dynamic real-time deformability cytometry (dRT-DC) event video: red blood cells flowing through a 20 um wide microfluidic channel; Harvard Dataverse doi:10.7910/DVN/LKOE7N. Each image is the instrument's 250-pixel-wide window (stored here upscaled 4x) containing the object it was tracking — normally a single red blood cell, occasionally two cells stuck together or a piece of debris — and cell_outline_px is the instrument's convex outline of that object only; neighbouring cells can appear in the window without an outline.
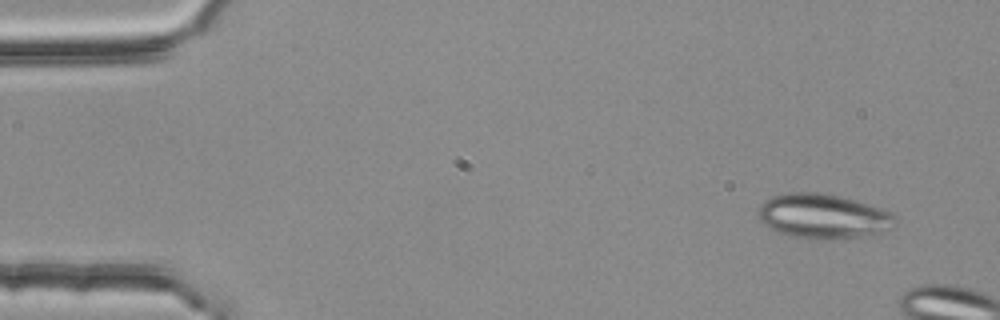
{"species": "common noctule bat (a hibernating species)", "species_latin": "Nyctalus noctula", "temperature_condition": "room temperature", "stored_images_in_passage": 3, "camera_frame_rate_fps": 3000, "um_per_image_px": 0.085, "animal": {"sex": "female", "body_mass_g": 25.1}, "frame": {"image": 1, "passage_image": 1, "time_ms": 0.0, "image_size_px": [1000, 320], "cell_outline_px": [[896, 228], [884, 232], [860, 236], [824, 240], [808, 240], [780, 232], [764, 224], [760, 220], [760, 204], [764, 200], [772, 196], [784, 192], [824, 192], [840, 196], [884, 208], [896, 212]], "centroid_in_image_um": [70.05, 18.37], "position_along_channel_um": 14.9, "area_um2": 36.24}}